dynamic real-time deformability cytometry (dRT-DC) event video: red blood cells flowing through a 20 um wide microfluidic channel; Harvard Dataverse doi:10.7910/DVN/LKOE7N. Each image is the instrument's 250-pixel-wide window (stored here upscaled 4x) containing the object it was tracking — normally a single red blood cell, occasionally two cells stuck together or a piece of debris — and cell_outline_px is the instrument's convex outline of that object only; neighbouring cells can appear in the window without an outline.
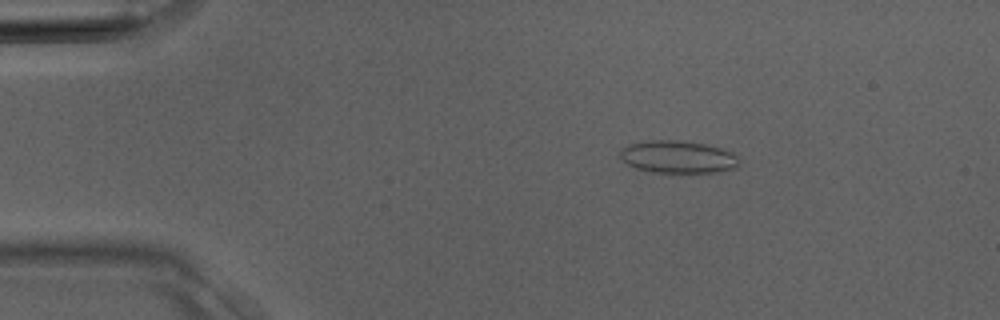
{"species": "Egyptian fruit bat (a non-hibernating species)", "species_latin": "Rousettus aegyptiacus", "temperature_condition": "room temperature", "stored_images_in_passage": 37, "camera_frame_rate_fps": 3000, "um_per_image_px": 0.085, "animal": {"sex": "male"}, "frame": {"image": 1, "passage_image": 6, "time_ms": 1.667, "image_size_px": [1000, 320], "cell_outline_px": [[740, 164], [736, 168], [720, 172], [652, 172], [636, 168], [628, 164], [620, 156], [620, 148], [628, 144], [644, 140], [676, 140], [704, 144], [736, 152], [740, 160]], "centroid_in_image_um": [57.66, 13.33], "position_along_channel_um": 27.3, "area_um2": 22.77}}
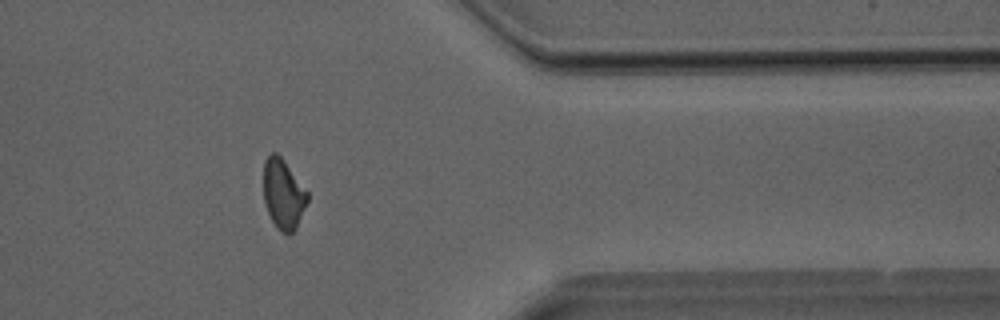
{"frame": {"image": 2, "passage_image": 30, "time_ms": 9.667, "image_size_px": [1000, 320], "cell_outline_px": [[308, 200], [296, 228], [292, 232], [280, 232], [276, 228], [268, 212], [264, 200], [264, 160], [272, 152], [276, 152], [284, 160], [308, 192]], "centroid_in_image_um": [24.07, 16.48], "position_along_channel_um": 387.3, "area_um2": 17.69}}
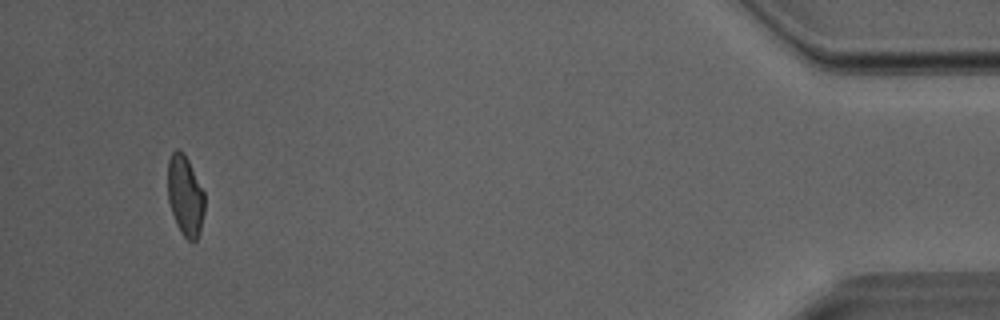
{"frame": {"image": 3, "passage_image": 35, "time_ms": 11.333, "image_size_px": [1000, 320], "cell_outline_px": [[204, 212], [200, 232], [196, 240], [188, 240], [180, 232], [176, 224], [168, 200], [168, 160], [172, 152], [176, 148], [180, 148], [184, 152], [204, 192]], "centroid_in_image_um": [15.73, 16.61], "position_along_channel_um": 419.5, "area_um2": 17.28}}